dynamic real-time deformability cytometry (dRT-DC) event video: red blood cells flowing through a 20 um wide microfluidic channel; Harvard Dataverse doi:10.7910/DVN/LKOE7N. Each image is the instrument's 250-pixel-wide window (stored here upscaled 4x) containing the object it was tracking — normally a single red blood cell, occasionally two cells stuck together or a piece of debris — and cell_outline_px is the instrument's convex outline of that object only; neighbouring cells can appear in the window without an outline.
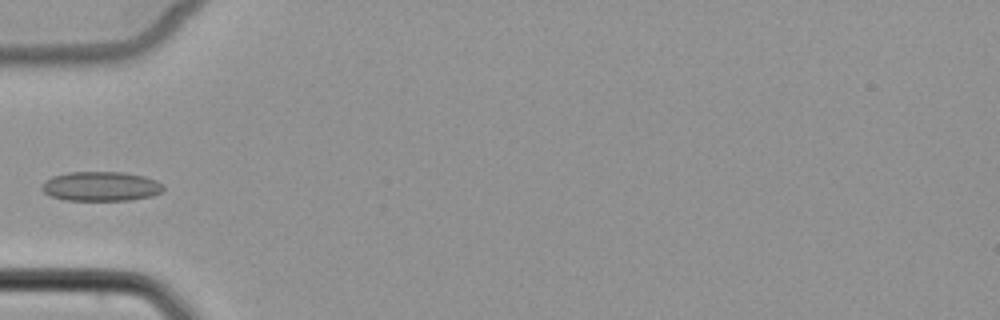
{"species": "common noctule bat (a hibernating species)", "species_latin": "Nyctalus noctula", "temperature_condition": "cold", "stored_images_in_passage": 5, "camera_frame_rate_fps": 3000, "um_per_image_px": 0.085, "animal": {"sex": "female", "body_mass_g": 22.7, "forearm_length_mm": 54.2}, "frame": {"image": 1, "passage_image": 5, "time_ms": 4.667, "image_size_px": [1000, 320], "cell_outline_px": [[164, 188], [160, 192], [152, 196], [128, 200], [64, 200], [52, 196], [44, 192], [40, 188], [44, 180], [52, 176], [68, 172], [124, 172], [144, 176], [156, 180]], "centroid_in_image_um": [8.54, 15.83], "position_along_channel_um": 76.5, "area_um2": 20.87}}